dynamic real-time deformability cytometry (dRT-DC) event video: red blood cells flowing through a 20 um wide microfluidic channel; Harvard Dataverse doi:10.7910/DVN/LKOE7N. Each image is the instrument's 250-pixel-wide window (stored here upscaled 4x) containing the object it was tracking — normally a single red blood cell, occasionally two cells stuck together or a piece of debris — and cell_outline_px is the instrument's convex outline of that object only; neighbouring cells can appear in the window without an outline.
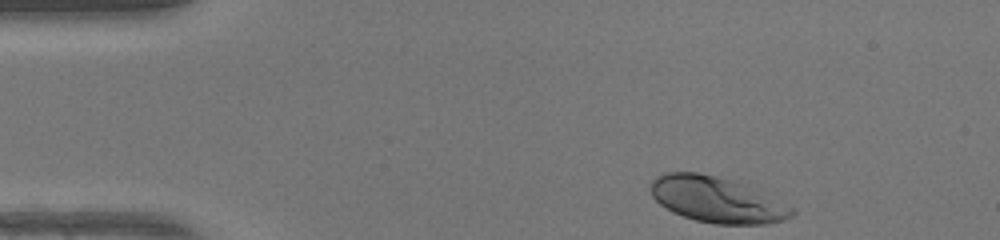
{"species": "human", "species_latin": "Homo sapiens", "temperature_condition": "warm", "stored_images_in_passage": 37, "camera_frame_rate_fps": 3000, "um_per_image_px": 0.085, "donor": {"sex": "female"}, "frame": {"image": 1, "passage_image": 1, "time_ms": 0.0, "image_size_px": [1000, 240], "cell_outline_px": [[796, 212], [792, 216], [784, 220], [764, 224], [716, 224], [696, 220], [672, 212], [660, 204], [652, 196], [652, 180], [656, 176], [664, 172], [696, 172], [732, 180], [796, 208]], "centroid_in_image_um": [60.92, 16.98], "position_along_channel_um": 24.1, "area_um2": 37.22}}
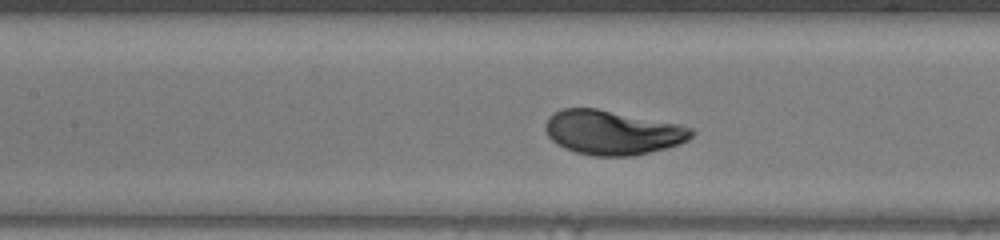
{"frame": {"image": 2, "passage_image": 16, "time_ms": 5.0, "image_size_px": [1000, 240], "cell_outline_px": [[696, 132], [688, 140], [680, 144], [632, 156], [592, 156], [576, 152], [564, 148], [556, 144], [548, 136], [544, 128], [544, 124], [548, 116], [552, 112], [564, 108], [596, 108], [680, 124], [692, 128]], "centroid_in_image_um": [52.03, 11.25], "position_along_channel_um": 155.4, "area_um2": 37.97}}
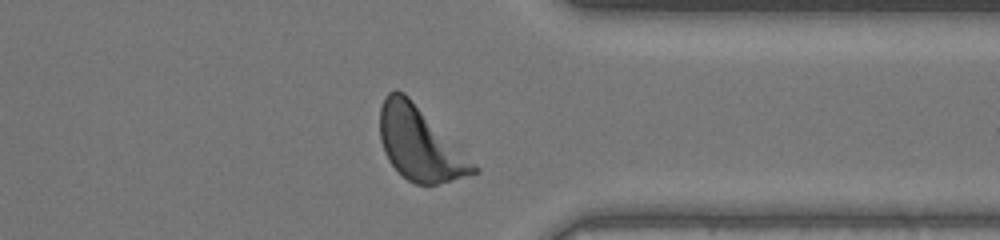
{"frame": {"image": 3, "passage_image": 32, "time_ms": 10.333, "image_size_px": [1000, 240], "cell_outline_px": [[480, 172], [436, 184], [416, 184], [408, 180], [388, 160], [384, 152], [380, 140], [380, 108], [384, 96], [388, 92], [396, 88], [404, 92], [480, 168]], "centroid_in_image_um": [35.66, 12.2], "position_along_channel_um": 375.7, "area_um2": 39.54}, "authors_computed_cell_mechanics": {"area_um2": 37.9168, "velocity_mm_per_s": 4.2306, "shape_relaxation_time_tau1_ms": 1.6962, "shape_relaxation_time_tau2_ms": null, "deformation_change_tau1": 0.13, "deformation_change_tau2": null}}